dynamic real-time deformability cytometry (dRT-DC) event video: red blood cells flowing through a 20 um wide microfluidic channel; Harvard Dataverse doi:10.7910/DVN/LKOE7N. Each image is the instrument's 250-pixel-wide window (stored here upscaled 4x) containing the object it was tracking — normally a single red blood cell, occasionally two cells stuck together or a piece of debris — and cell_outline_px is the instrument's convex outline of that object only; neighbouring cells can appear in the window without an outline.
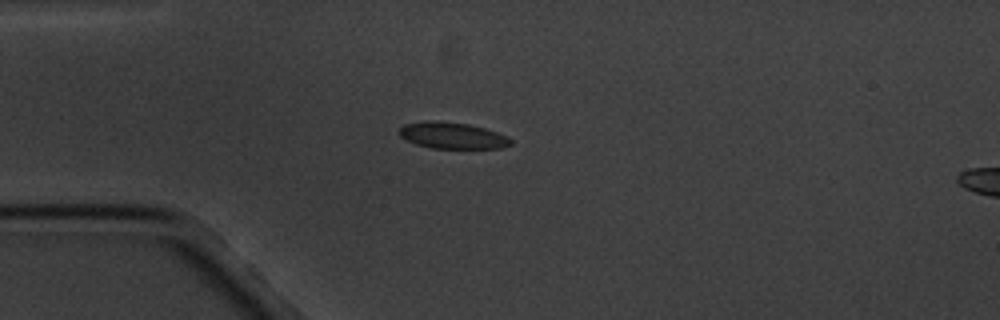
{"species": "common noctule bat (a hibernating species)", "species_latin": "Nyctalus noctula", "temperature_condition": "cold", "stored_images_in_passage": 5, "camera_frame_rate_fps": 3000, "um_per_image_px": 0.085, "animal": {"sex": "male", "body_mass_g": 20.1, "forearm_length_mm": 53.5}, "frame": {"image": 1, "passage_image": 3, "time_ms": 3.333, "image_size_px": [1000, 320], "cell_outline_px": [[512, 144], [500, 148], [432, 148], [416, 144], [400, 136], [400, 128], [404, 124], [424, 120], [436, 120], [468, 124], [484, 128], [508, 136], [512, 140]], "centroid_in_image_um": [38.45, 11.51], "position_along_channel_um": 46.5, "area_um2": 17.11}}
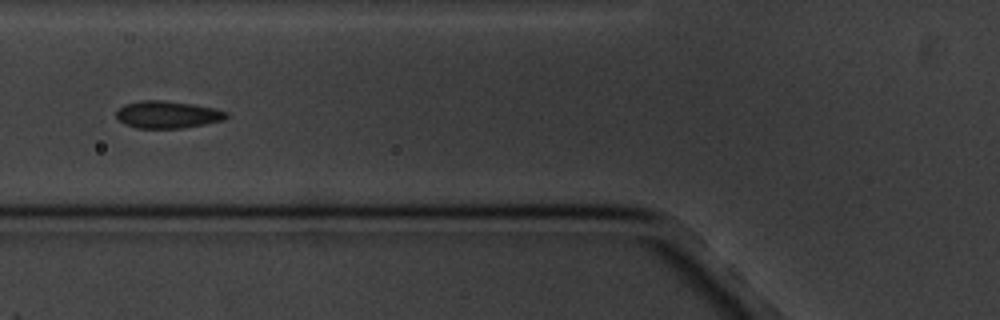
{"frame": {"image": 2, "passage_image": 5, "time_ms": 5.667, "image_size_px": [1000, 320], "cell_outline_px": [[228, 116], [224, 120], [184, 128], [136, 128], [124, 124], [116, 116], [116, 112], [124, 104], [140, 100], [164, 100], [192, 104], [212, 108], [228, 112]], "centroid_in_image_um": [14.22, 9.74], "position_along_channel_um": 111.6, "area_um2": 17.46}}